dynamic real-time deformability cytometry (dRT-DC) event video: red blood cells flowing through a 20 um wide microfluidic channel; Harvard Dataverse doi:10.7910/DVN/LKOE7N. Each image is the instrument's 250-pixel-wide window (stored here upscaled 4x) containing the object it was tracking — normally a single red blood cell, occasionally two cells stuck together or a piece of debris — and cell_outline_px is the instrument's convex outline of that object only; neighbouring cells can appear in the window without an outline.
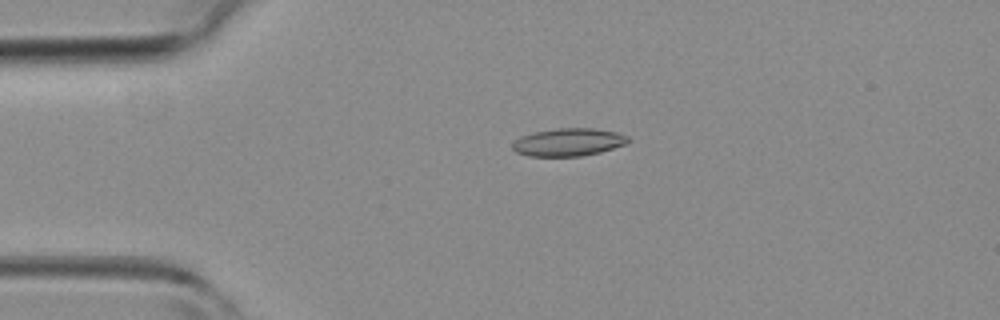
{"species": "common noctule bat (a hibernating species)", "species_latin": "Nyctalus noctula", "temperature_condition": "room temperature", "stored_images_in_passage": 4, "camera_frame_rate_fps": 3000, "um_per_image_px": 0.085, "animal": {"sex": "female", "body_mass_g": 19.3, "forearm_length_mm": 54.1}, "frame": {"image": 1, "passage_image": 2, "time_ms": 2.0, "image_size_px": [1000, 320], "cell_outline_px": [[628, 144], [600, 152], [580, 156], [528, 156], [516, 152], [512, 148], [512, 144], [520, 136], [536, 132], [556, 128], [592, 128], [616, 132], [628, 136]], "centroid_in_image_um": [48.32, 12.08], "position_along_channel_um": 36.7, "area_um2": 18.67}}
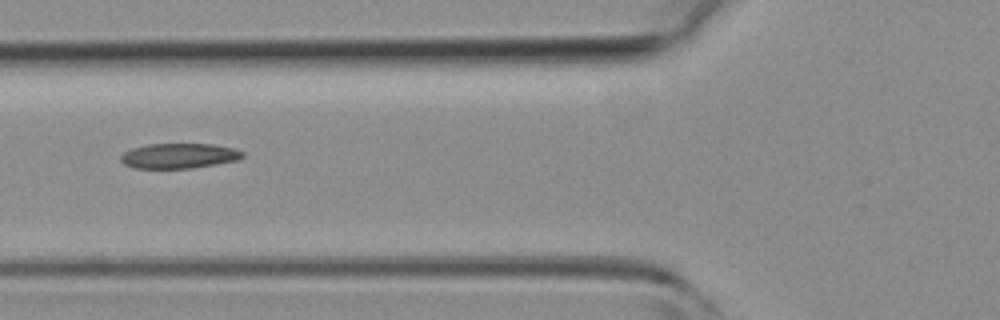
{"frame": {"image": 2, "passage_image": 4, "time_ms": 4.333, "image_size_px": [1000, 320], "cell_outline_px": [[244, 156], [236, 160], [216, 164], [192, 168], [136, 168], [124, 164], [120, 160], [120, 156], [124, 152], [132, 148], [148, 144], [212, 144], [236, 148], [244, 152]], "centroid_in_image_um": [15.22, 13.24], "position_along_channel_um": 110.6, "area_um2": 17.8}}